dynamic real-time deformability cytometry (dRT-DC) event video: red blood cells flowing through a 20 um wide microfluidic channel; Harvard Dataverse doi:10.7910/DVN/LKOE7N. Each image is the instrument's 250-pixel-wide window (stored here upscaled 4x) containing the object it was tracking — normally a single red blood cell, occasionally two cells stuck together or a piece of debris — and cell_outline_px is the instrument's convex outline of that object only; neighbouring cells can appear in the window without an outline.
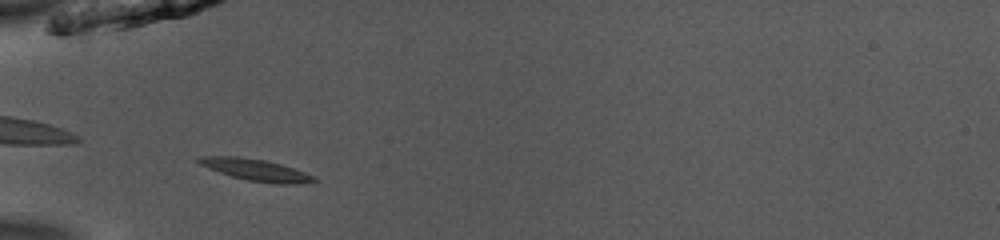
{"species": "common noctule bat (a hibernating species)", "species_latin": "Nyctalus noctula", "temperature_condition": "room temperature", "stored_images_in_passage": 35, "camera_frame_rate_fps": 3000, "um_per_image_px": 0.085, "animal": {"sex": "male", "body_mass_g": 13.0, "forearm_length_mm": 53.1}, "frame": {"image": 1, "passage_image": 1, "time_ms": 0.0, "image_size_px": [1000, 240], "cell_outline_px": [[316, 180], [304, 184], [280, 184], [244, 180], [208, 168], [200, 164], [196, 160], [200, 156], [236, 156], [264, 160], [280, 164], [316, 176]], "centroid_in_image_um": [21.75, 14.45], "position_along_channel_um": 63.2, "area_um2": 14.51}}
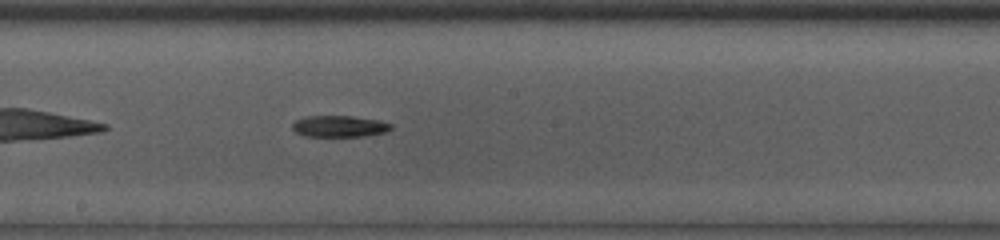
{"frame": {"image": 2, "passage_image": 13, "time_ms": 4.0, "image_size_px": [1000, 240], "cell_outline_px": [[392, 128], [384, 132], [364, 136], [304, 136], [296, 132], [292, 128], [292, 124], [296, 120], [304, 116], [352, 116], [380, 120], [392, 124]], "centroid_in_image_um": [28.83, 10.73], "position_along_channel_um": 219.4, "area_um2": 12.31}}
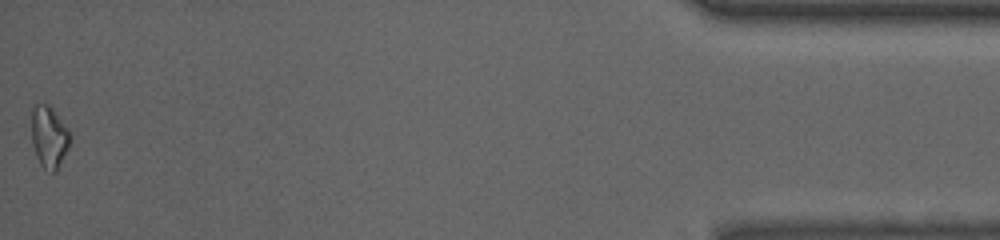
{"frame": {"image": 3, "passage_image": 35, "time_ms": 11.333, "image_size_px": [1000, 240], "cell_outline_px": [[72, 136], [68, 148], [56, 172], [52, 172], [44, 168], [40, 164], [36, 156], [32, 140], [32, 108], [36, 104], [48, 104], [52, 108], [68, 128]], "centroid_in_image_um": [4.19, 11.64], "position_along_channel_um": 431.0, "area_um2": 13.87}}